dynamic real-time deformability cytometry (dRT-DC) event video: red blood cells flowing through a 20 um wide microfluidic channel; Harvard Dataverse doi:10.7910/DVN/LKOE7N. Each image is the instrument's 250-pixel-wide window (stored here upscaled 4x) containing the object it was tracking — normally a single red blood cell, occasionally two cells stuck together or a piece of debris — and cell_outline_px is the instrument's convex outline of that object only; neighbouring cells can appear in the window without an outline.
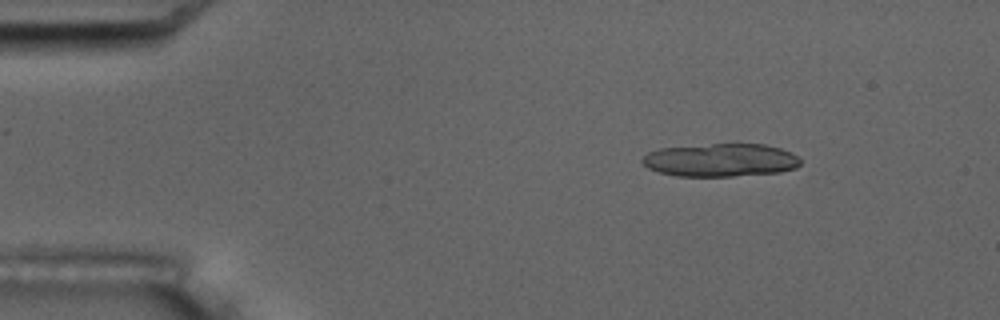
{"species": "common noctule bat (a hibernating species)", "species_latin": "Nyctalus noctula", "temperature_condition": "room temperature", "stored_images_in_passage": 6, "camera_frame_rate_fps": 3000, "um_per_image_px": 0.085, "animal": {"sex": "male", "body_mass_g": 17.5, "forearm_length_mm": 52.3}, "frame": {"image": 1, "passage_image": 3, "time_ms": 2.333, "image_size_px": [1000, 320], "cell_outline_px": [[800, 164], [796, 168], [780, 172], [732, 176], [676, 176], [660, 172], [648, 168], [640, 160], [648, 152], [660, 148], [712, 144], [764, 144], [780, 148], [792, 152], [800, 160]], "centroid_in_image_um": [61.25, 13.61], "position_along_channel_um": 23.7, "area_um2": 30.46}}